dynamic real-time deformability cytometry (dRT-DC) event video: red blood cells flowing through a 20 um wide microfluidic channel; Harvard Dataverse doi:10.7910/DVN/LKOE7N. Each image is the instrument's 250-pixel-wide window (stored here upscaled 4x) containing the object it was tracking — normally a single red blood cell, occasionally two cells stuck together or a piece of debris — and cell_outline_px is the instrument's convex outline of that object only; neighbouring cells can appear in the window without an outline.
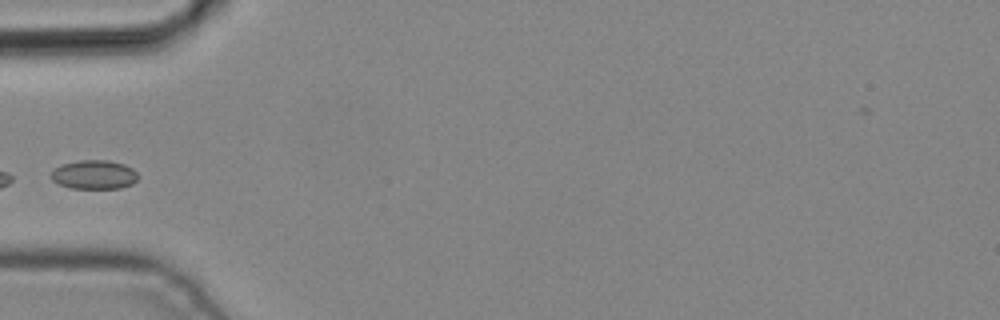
{"species": "common noctule bat (a hibernating species)", "species_latin": "Nyctalus noctula", "temperature_condition": "cold", "stored_images_in_passage": 3, "camera_frame_rate_fps": 3000, "um_per_image_px": 0.085, "animal": {"sex": "male", "body_mass_g": 19.2, "forearm_length_mm": 51.8}, "frame": {"image": 1, "passage_image": 2, "time_ms": 0.333, "image_size_px": [1000, 320], "cell_outline_px": [[136, 180], [132, 184], [120, 188], [72, 188], [60, 184], [52, 180], [52, 168], [64, 164], [80, 160], [108, 160], [124, 164], [132, 168], [136, 172]], "centroid_in_image_um": [8.0, 14.84], "position_along_channel_um": 77.0, "area_um2": 14.51}}
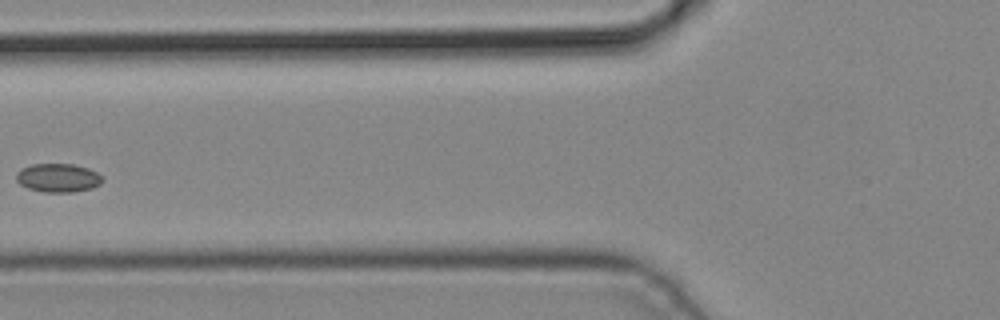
{"frame": {"image": 2, "passage_image": 3, "time_ms": 0.667, "image_size_px": [1000, 320], "cell_outline_px": [[104, 180], [100, 184], [92, 188], [72, 192], [44, 192], [28, 188], [20, 184], [16, 180], [16, 172], [20, 168], [32, 164], [72, 164], [88, 168], [96, 172]], "centroid_in_image_um": [4.91, 15.11], "position_along_channel_um": 120.9, "area_um2": 14.39}}